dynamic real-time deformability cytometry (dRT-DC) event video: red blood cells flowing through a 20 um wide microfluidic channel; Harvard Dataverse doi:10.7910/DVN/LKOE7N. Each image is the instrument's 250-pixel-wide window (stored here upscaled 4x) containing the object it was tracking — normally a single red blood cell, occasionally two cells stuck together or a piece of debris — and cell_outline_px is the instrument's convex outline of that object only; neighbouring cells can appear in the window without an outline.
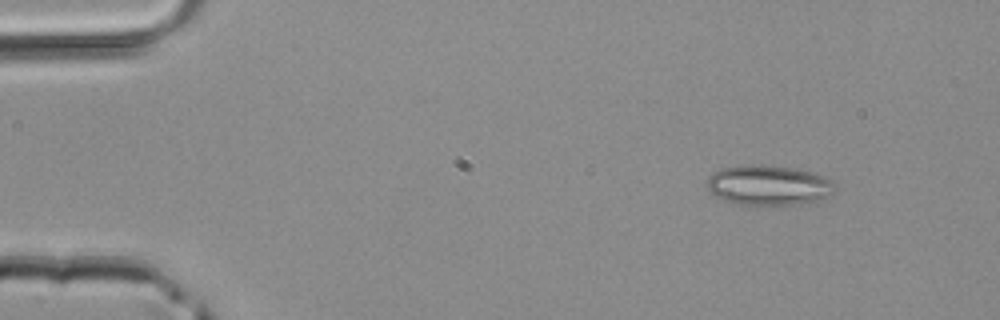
{"species": "common noctule bat (a hibernating species)", "species_latin": "Nyctalus noctula", "temperature_condition": "room temperature", "stored_images_in_passage": 3, "camera_frame_rate_fps": 3000, "um_per_image_px": 0.085, "animal": {"sex": "male", "body_mass_g": 20.4}, "frame": {"image": 1, "passage_image": 1, "time_ms": 0.0, "image_size_px": [1000, 320], "cell_outline_px": [[832, 192], [828, 196], [816, 200], [800, 204], [756, 208], [736, 204], [724, 200], [716, 196], [708, 188], [708, 176], [720, 168], [748, 164], [792, 168], [812, 172], [824, 176], [832, 180]], "centroid_in_image_um": [65.28, 15.79], "position_along_channel_um": 19.7, "area_um2": 30.23}}
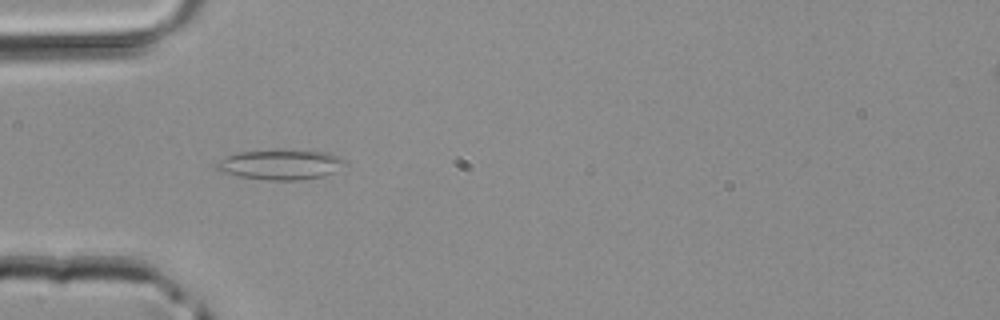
{"frame": {"image": 2, "passage_image": 3, "time_ms": 0.667, "image_size_px": [1000, 320], "cell_outline_px": [[344, 160], [332, 172], [324, 176], [296, 180], [268, 180], [240, 176], [220, 172], [216, 168], [216, 164], [220, 160], [236, 152], [328, 152], [340, 156]], "centroid_in_image_um": [23.78, 14.02], "position_along_channel_um": 61.2, "area_um2": 21.27}}